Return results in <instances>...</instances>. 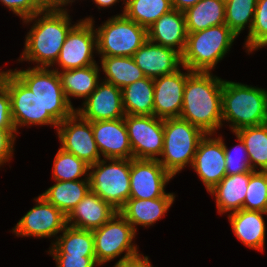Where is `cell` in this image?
<instances>
[{
  "instance_id": "28",
  "label": "cell",
  "mask_w": 267,
  "mask_h": 267,
  "mask_svg": "<svg viewBox=\"0 0 267 267\" xmlns=\"http://www.w3.org/2000/svg\"><path fill=\"white\" fill-rule=\"evenodd\" d=\"M184 15L188 33L225 24V0H200Z\"/></svg>"
},
{
  "instance_id": "44",
  "label": "cell",
  "mask_w": 267,
  "mask_h": 267,
  "mask_svg": "<svg viewBox=\"0 0 267 267\" xmlns=\"http://www.w3.org/2000/svg\"><path fill=\"white\" fill-rule=\"evenodd\" d=\"M200 0H171L172 8L185 12L188 8L193 7Z\"/></svg>"
},
{
  "instance_id": "19",
  "label": "cell",
  "mask_w": 267,
  "mask_h": 267,
  "mask_svg": "<svg viewBox=\"0 0 267 267\" xmlns=\"http://www.w3.org/2000/svg\"><path fill=\"white\" fill-rule=\"evenodd\" d=\"M92 130L97 148L104 158H133L124 118L92 122Z\"/></svg>"
},
{
  "instance_id": "39",
  "label": "cell",
  "mask_w": 267,
  "mask_h": 267,
  "mask_svg": "<svg viewBox=\"0 0 267 267\" xmlns=\"http://www.w3.org/2000/svg\"><path fill=\"white\" fill-rule=\"evenodd\" d=\"M0 2L20 16L22 20L32 17L43 10L34 0H0Z\"/></svg>"
},
{
  "instance_id": "33",
  "label": "cell",
  "mask_w": 267,
  "mask_h": 267,
  "mask_svg": "<svg viewBox=\"0 0 267 267\" xmlns=\"http://www.w3.org/2000/svg\"><path fill=\"white\" fill-rule=\"evenodd\" d=\"M172 9L171 0H126L123 14L140 26L148 28Z\"/></svg>"
},
{
  "instance_id": "10",
  "label": "cell",
  "mask_w": 267,
  "mask_h": 267,
  "mask_svg": "<svg viewBox=\"0 0 267 267\" xmlns=\"http://www.w3.org/2000/svg\"><path fill=\"white\" fill-rule=\"evenodd\" d=\"M93 18L78 21L70 29L55 64L61 70L83 68L96 64L93 50L97 51V34Z\"/></svg>"
},
{
  "instance_id": "4",
  "label": "cell",
  "mask_w": 267,
  "mask_h": 267,
  "mask_svg": "<svg viewBox=\"0 0 267 267\" xmlns=\"http://www.w3.org/2000/svg\"><path fill=\"white\" fill-rule=\"evenodd\" d=\"M236 37L226 24L188 33L186 46L181 54L183 70L211 72L228 53Z\"/></svg>"
},
{
  "instance_id": "35",
  "label": "cell",
  "mask_w": 267,
  "mask_h": 267,
  "mask_svg": "<svg viewBox=\"0 0 267 267\" xmlns=\"http://www.w3.org/2000/svg\"><path fill=\"white\" fill-rule=\"evenodd\" d=\"M53 164L52 177L55 181L80 180L81 176L89 174L88 164L61 148L57 151Z\"/></svg>"
},
{
  "instance_id": "20",
  "label": "cell",
  "mask_w": 267,
  "mask_h": 267,
  "mask_svg": "<svg viewBox=\"0 0 267 267\" xmlns=\"http://www.w3.org/2000/svg\"><path fill=\"white\" fill-rule=\"evenodd\" d=\"M136 65L146 77L170 75L182 65L181 54L173 48L147 40L133 55Z\"/></svg>"
},
{
  "instance_id": "11",
  "label": "cell",
  "mask_w": 267,
  "mask_h": 267,
  "mask_svg": "<svg viewBox=\"0 0 267 267\" xmlns=\"http://www.w3.org/2000/svg\"><path fill=\"white\" fill-rule=\"evenodd\" d=\"M10 96L11 117L16 129L28 125H53L59 123L44 111L39 99L10 70L5 83Z\"/></svg>"
},
{
  "instance_id": "45",
  "label": "cell",
  "mask_w": 267,
  "mask_h": 267,
  "mask_svg": "<svg viewBox=\"0 0 267 267\" xmlns=\"http://www.w3.org/2000/svg\"><path fill=\"white\" fill-rule=\"evenodd\" d=\"M73 1L75 0H50L49 10L56 12H67V9H63V6H66V4H70V2Z\"/></svg>"
},
{
  "instance_id": "46",
  "label": "cell",
  "mask_w": 267,
  "mask_h": 267,
  "mask_svg": "<svg viewBox=\"0 0 267 267\" xmlns=\"http://www.w3.org/2000/svg\"><path fill=\"white\" fill-rule=\"evenodd\" d=\"M95 2L96 5H98V9H100L102 7H110L112 5H114L116 2H118L119 0H93ZM123 4H126V0H123Z\"/></svg>"
},
{
  "instance_id": "40",
  "label": "cell",
  "mask_w": 267,
  "mask_h": 267,
  "mask_svg": "<svg viewBox=\"0 0 267 267\" xmlns=\"http://www.w3.org/2000/svg\"><path fill=\"white\" fill-rule=\"evenodd\" d=\"M56 261L57 267H95L99 266L96 257L71 256L67 253H49Z\"/></svg>"
},
{
  "instance_id": "25",
  "label": "cell",
  "mask_w": 267,
  "mask_h": 267,
  "mask_svg": "<svg viewBox=\"0 0 267 267\" xmlns=\"http://www.w3.org/2000/svg\"><path fill=\"white\" fill-rule=\"evenodd\" d=\"M250 172L226 175L209 191L216 198L217 210L220 214L243 209Z\"/></svg>"
},
{
  "instance_id": "30",
  "label": "cell",
  "mask_w": 267,
  "mask_h": 267,
  "mask_svg": "<svg viewBox=\"0 0 267 267\" xmlns=\"http://www.w3.org/2000/svg\"><path fill=\"white\" fill-rule=\"evenodd\" d=\"M101 67L107 78L103 80L120 89L146 77L133 57H101Z\"/></svg>"
},
{
  "instance_id": "31",
  "label": "cell",
  "mask_w": 267,
  "mask_h": 267,
  "mask_svg": "<svg viewBox=\"0 0 267 267\" xmlns=\"http://www.w3.org/2000/svg\"><path fill=\"white\" fill-rule=\"evenodd\" d=\"M62 236L52 243L49 253H67L71 256L96 257L94 236L91 230L66 226Z\"/></svg>"
},
{
  "instance_id": "26",
  "label": "cell",
  "mask_w": 267,
  "mask_h": 267,
  "mask_svg": "<svg viewBox=\"0 0 267 267\" xmlns=\"http://www.w3.org/2000/svg\"><path fill=\"white\" fill-rule=\"evenodd\" d=\"M66 99L71 104L70 96L85 100L93 93L99 83V67L96 64L71 70H56Z\"/></svg>"
},
{
  "instance_id": "36",
  "label": "cell",
  "mask_w": 267,
  "mask_h": 267,
  "mask_svg": "<svg viewBox=\"0 0 267 267\" xmlns=\"http://www.w3.org/2000/svg\"><path fill=\"white\" fill-rule=\"evenodd\" d=\"M243 209L267 213V171H252Z\"/></svg>"
},
{
  "instance_id": "16",
  "label": "cell",
  "mask_w": 267,
  "mask_h": 267,
  "mask_svg": "<svg viewBox=\"0 0 267 267\" xmlns=\"http://www.w3.org/2000/svg\"><path fill=\"white\" fill-rule=\"evenodd\" d=\"M212 134H205L201 139L191 167L205 185L207 192L212 190L224 176L226 163L222 137L210 138Z\"/></svg>"
},
{
  "instance_id": "14",
  "label": "cell",
  "mask_w": 267,
  "mask_h": 267,
  "mask_svg": "<svg viewBox=\"0 0 267 267\" xmlns=\"http://www.w3.org/2000/svg\"><path fill=\"white\" fill-rule=\"evenodd\" d=\"M173 176L158 160L130 159V198L155 199L175 196L165 192V185Z\"/></svg>"
},
{
  "instance_id": "15",
  "label": "cell",
  "mask_w": 267,
  "mask_h": 267,
  "mask_svg": "<svg viewBox=\"0 0 267 267\" xmlns=\"http://www.w3.org/2000/svg\"><path fill=\"white\" fill-rule=\"evenodd\" d=\"M37 204L30 209L13 228L16 236L52 237L67 226V216L49 203L41 194Z\"/></svg>"
},
{
  "instance_id": "27",
  "label": "cell",
  "mask_w": 267,
  "mask_h": 267,
  "mask_svg": "<svg viewBox=\"0 0 267 267\" xmlns=\"http://www.w3.org/2000/svg\"><path fill=\"white\" fill-rule=\"evenodd\" d=\"M90 191L89 177L75 181H56L41 195L52 205L68 216L75 206Z\"/></svg>"
},
{
  "instance_id": "17",
  "label": "cell",
  "mask_w": 267,
  "mask_h": 267,
  "mask_svg": "<svg viewBox=\"0 0 267 267\" xmlns=\"http://www.w3.org/2000/svg\"><path fill=\"white\" fill-rule=\"evenodd\" d=\"M177 70L170 75L154 78V108L153 115L158 118L180 117L183 107V96L187 78L193 73Z\"/></svg>"
},
{
  "instance_id": "37",
  "label": "cell",
  "mask_w": 267,
  "mask_h": 267,
  "mask_svg": "<svg viewBox=\"0 0 267 267\" xmlns=\"http://www.w3.org/2000/svg\"><path fill=\"white\" fill-rule=\"evenodd\" d=\"M267 46V0H257L254 20L247 35L245 47L248 53Z\"/></svg>"
},
{
  "instance_id": "9",
  "label": "cell",
  "mask_w": 267,
  "mask_h": 267,
  "mask_svg": "<svg viewBox=\"0 0 267 267\" xmlns=\"http://www.w3.org/2000/svg\"><path fill=\"white\" fill-rule=\"evenodd\" d=\"M92 233L94 236L96 262L99 265L119 257L123 252L125 254L118 262L139 254L137 245L132 243L136 232L119 212L115 213L100 228L93 230Z\"/></svg>"
},
{
  "instance_id": "24",
  "label": "cell",
  "mask_w": 267,
  "mask_h": 267,
  "mask_svg": "<svg viewBox=\"0 0 267 267\" xmlns=\"http://www.w3.org/2000/svg\"><path fill=\"white\" fill-rule=\"evenodd\" d=\"M262 211L241 209L228 214L235 236L247 247L264 250L266 226Z\"/></svg>"
},
{
  "instance_id": "42",
  "label": "cell",
  "mask_w": 267,
  "mask_h": 267,
  "mask_svg": "<svg viewBox=\"0 0 267 267\" xmlns=\"http://www.w3.org/2000/svg\"><path fill=\"white\" fill-rule=\"evenodd\" d=\"M0 128L15 129L11 117L10 96L5 84L0 88Z\"/></svg>"
},
{
  "instance_id": "43",
  "label": "cell",
  "mask_w": 267,
  "mask_h": 267,
  "mask_svg": "<svg viewBox=\"0 0 267 267\" xmlns=\"http://www.w3.org/2000/svg\"><path fill=\"white\" fill-rule=\"evenodd\" d=\"M114 267H153L151 262L148 259V256H143L138 254L129 259H125L119 262H116Z\"/></svg>"
},
{
  "instance_id": "12",
  "label": "cell",
  "mask_w": 267,
  "mask_h": 267,
  "mask_svg": "<svg viewBox=\"0 0 267 267\" xmlns=\"http://www.w3.org/2000/svg\"><path fill=\"white\" fill-rule=\"evenodd\" d=\"M124 122L133 158L157 160L163 150V119L154 115H125Z\"/></svg>"
},
{
  "instance_id": "34",
  "label": "cell",
  "mask_w": 267,
  "mask_h": 267,
  "mask_svg": "<svg viewBox=\"0 0 267 267\" xmlns=\"http://www.w3.org/2000/svg\"><path fill=\"white\" fill-rule=\"evenodd\" d=\"M257 0H225V24L238 36L252 28Z\"/></svg>"
},
{
  "instance_id": "8",
  "label": "cell",
  "mask_w": 267,
  "mask_h": 267,
  "mask_svg": "<svg viewBox=\"0 0 267 267\" xmlns=\"http://www.w3.org/2000/svg\"><path fill=\"white\" fill-rule=\"evenodd\" d=\"M107 161L104 158L89 166L90 191L119 211L130 198V159Z\"/></svg>"
},
{
  "instance_id": "21",
  "label": "cell",
  "mask_w": 267,
  "mask_h": 267,
  "mask_svg": "<svg viewBox=\"0 0 267 267\" xmlns=\"http://www.w3.org/2000/svg\"><path fill=\"white\" fill-rule=\"evenodd\" d=\"M117 212L100 196L89 191L67 216V225L93 231L108 222Z\"/></svg>"
},
{
  "instance_id": "23",
  "label": "cell",
  "mask_w": 267,
  "mask_h": 267,
  "mask_svg": "<svg viewBox=\"0 0 267 267\" xmlns=\"http://www.w3.org/2000/svg\"><path fill=\"white\" fill-rule=\"evenodd\" d=\"M174 199L175 196H162L155 199L129 198L118 212L136 232L135 226H151L161 219L173 204Z\"/></svg>"
},
{
  "instance_id": "1",
  "label": "cell",
  "mask_w": 267,
  "mask_h": 267,
  "mask_svg": "<svg viewBox=\"0 0 267 267\" xmlns=\"http://www.w3.org/2000/svg\"><path fill=\"white\" fill-rule=\"evenodd\" d=\"M224 80L211 72H193L185 83L180 118L213 134L223 125L222 90Z\"/></svg>"
},
{
  "instance_id": "5",
  "label": "cell",
  "mask_w": 267,
  "mask_h": 267,
  "mask_svg": "<svg viewBox=\"0 0 267 267\" xmlns=\"http://www.w3.org/2000/svg\"><path fill=\"white\" fill-rule=\"evenodd\" d=\"M163 129L162 158L157 160L174 177L187 164L192 165L198 145L206 133L180 117L163 119Z\"/></svg>"
},
{
  "instance_id": "38",
  "label": "cell",
  "mask_w": 267,
  "mask_h": 267,
  "mask_svg": "<svg viewBox=\"0 0 267 267\" xmlns=\"http://www.w3.org/2000/svg\"><path fill=\"white\" fill-rule=\"evenodd\" d=\"M239 144L233 149L229 150L224 143L225 163H226V175L242 174L252 172L251 164L248 157V152L245 147V143L242 138L235 133ZM242 151V155H240Z\"/></svg>"
},
{
  "instance_id": "18",
  "label": "cell",
  "mask_w": 267,
  "mask_h": 267,
  "mask_svg": "<svg viewBox=\"0 0 267 267\" xmlns=\"http://www.w3.org/2000/svg\"><path fill=\"white\" fill-rule=\"evenodd\" d=\"M75 111L90 122L116 120L125 117L122 90L105 81L99 82L93 93Z\"/></svg>"
},
{
  "instance_id": "47",
  "label": "cell",
  "mask_w": 267,
  "mask_h": 267,
  "mask_svg": "<svg viewBox=\"0 0 267 267\" xmlns=\"http://www.w3.org/2000/svg\"><path fill=\"white\" fill-rule=\"evenodd\" d=\"M42 9H48L50 6V0H34Z\"/></svg>"
},
{
  "instance_id": "13",
  "label": "cell",
  "mask_w": 267,
  "mask_h": 267,
  "mask_svg": "<svg viewBox=\"0 0 267 267\" xmlns=\"http://www.w3.org/2000/svg\"><path fill=\"white\" fill-rule=\"evenodd\" d=\"M61 149L74 154L86 164L93 165L101 160L94 140L92 122L83 119L76 111L56 128Z\"/></svg>"
},
{
  "instance_id": "41",
  "label": "cell",
  "mask_w": 267,
  "mask_h": 267,
  "mask_svg": "<svg viewBox=\"0 0 267 267\" xmlns=\"http://www.w3.org/2000/svg\"><path fill=\"white\" fill-rule=\"evenodd\" d=\"M16 133V129L0 128V166L12 157Z\"/></svg>"
},
{
  "instance_id": "29",
  "label": "cell",
  "mask_w": 267,
  "mask_h": 267,
  "mask_svg": "<svg viewBox=\"0 0 267 267\" xmlns=\"http://www.w3.org/2000/svg\"><path fill=\"white\" fill-rule=\"evenodd\" d=\"M121 90L125 115H153V78H142Z\"/></svg>"
},
{
  "instance_id": "7",
  "label": "cell",
  "mask_w": 267,
  "mask_h": 267,
  "mask_svg": "<svg viewBox=\"0 0 267 267\" xmlns=\"http://www.w3.org/2000/svg\"><path fill=\"white\" fill-rule=\"evenodd\" d=\"M95 30L97 52L101 57H133L148 40L147 28L128 19L123 13L109 18Z\"/></svg>"
},
{
  "instance_id": "32",
  "label": "cell",
  "mask_w": 267,
  "mask_h": 267,
  "mask_svg": "<svg viewBox=\"0 0 267 267\" xmlns=\"http://www.w3.org/2000/svg\"><path fill=\"white\" fill-rule=\"evenodd\" d=\"M245 143L249 161L253 171H267V122L264 124L244 127L236 132Z\"/></svg>"
},
{
  "instance_id": "22",
  "label": "cell",
  "mask_w": 267,
  "mask_h": 267,
  "mask_svg": "<svg viewBox=\"0 0 267 267\" xmlns=\"http://www.w3.org/2000/svg\"><path fill=\"white\" fill-rule=\"evenodd\" d=\"M148 40L183 53L188 36L184 12L172 9L147 28Z\"/></svg>"
},
{
  "instance_id": "2",
  "label": "cell",
  "mask_w": 267,
  "mask_h": 267,
  "mask_svg": "<svg viewBox=\"0 0 267 267\" xmlns=\"http://www.w3.org/2000/svg\"><path fill=\"white\" fill-rule=\"evenodd\" d=\"M42 15V17H41ZM40 16V18H39ZM38 20H35L37 19ZM34 25L29 30L19 61L36 62L35 67L49 68L57 61L66 36L73 27L68 12L43 9L32 17L23 20Z\"/></svg>"
},
{
  "instance_id": "3",
  "label": "cell",
  "mask_w": 267,
  "mask_h": 267,
  "mask_svg": "<svg viewBox=\"0 0 267 267\" xmlns=\"http://www.w3.org/2000/svg\"><path fill=\"white\" fill-rule=\"evenodd\" d=\"M222 120L232 132L267 122V91L242 83L225 81L222 90Z\"/></svg>"
},
{
  "instance_id": "6",
  "label": "cell",
  "mask_w": 267,
  "mask_h": 267,
  "mask_svg": "<svg viewBox=\"0 0 267 267\" xmlns=\"http://www.w3.org/2000/svg\"><path fill=\"white\" fill-rule=\"evenodd\" d=\"M11 72L29 89L41 102L44 111L61 123L70 117L75 109L64 94L56 68L33 67L27 70Z\"/></svg>"
},
{
  "instance_id": "48",
  "label": "cell",
  "mask_w": 267,
  "mask_h": 267,
  "mask_svg": "<svg viewBox=\"0 0 267 267\" xmlns=\"http://www.w3.org/2000/svg\"><path fill=\"white\" fill-rule=\"evenodd\" d=\"M10 73L8 71H0V88L4 85L7 75Z\"/></svg>"
}]
</instances>
